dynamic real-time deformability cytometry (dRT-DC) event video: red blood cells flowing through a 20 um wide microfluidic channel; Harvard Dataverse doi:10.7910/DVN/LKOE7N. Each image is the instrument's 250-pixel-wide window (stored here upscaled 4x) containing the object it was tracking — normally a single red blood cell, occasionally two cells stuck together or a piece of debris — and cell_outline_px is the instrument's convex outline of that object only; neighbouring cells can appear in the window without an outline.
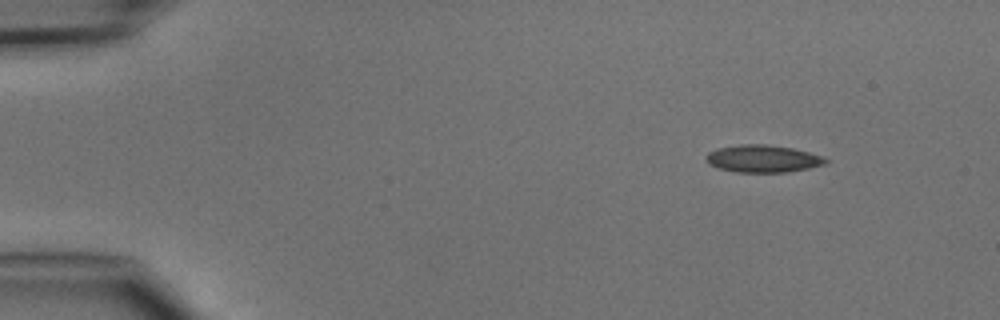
{"species": "common noctule bat (a hibernating species)", "species_latin": "Nyctalus noctula", "temperature_condition": "cold", "stored_images_in_passage": 4, "camera_frame_rate_fps": 3000, "um_per_image_px": 0.085, "animal": {"sex": "male", "body_mass_g": 15.6}, "frame": {"image": 1, "passage_image": 1, "time_ms": 0.0, "image_size_px": [1000, 320], "cell_outline_px": [[828, 164], [808, 168], [784, 172], [736, 172], [720, 168], [708, 164], [704, 156], [708, 152], [716, 148], [740, 144], [764, 144], [792, 148], [808, 152], [820, 156], [828, 160]], "centroid_in_image_um": [64.8, 13.48], "position_along_channel_um": 20.2, "area_um2": 19.02}}
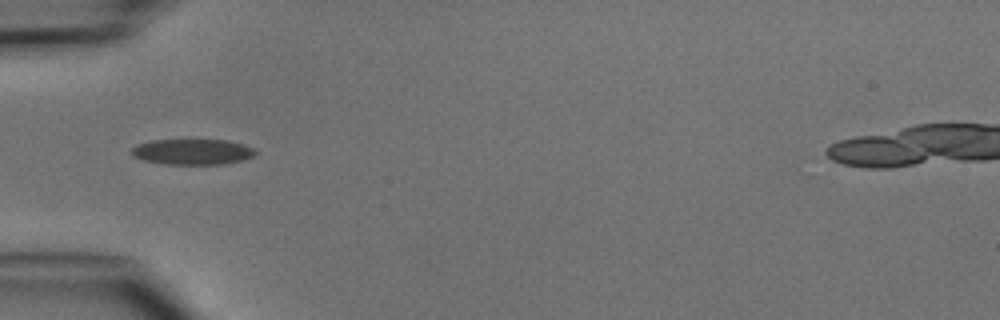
{"frame": {"image": 2, "passage_image": 4, "time_ms": 3.333, "image_size_px": [1000, 320], "cell_outline_px": [[256, 156], [224, 164], [164, 164], [144, 160], [132, 156], [132, 148], [140, 144], [152, 140], [228, 140], [244, 144], [252, 148], [256, 152]], "centroid_in_image_um": [16.38, 12.9], "position_along_channel_um": 68.6, "area_um2": 18.38}}